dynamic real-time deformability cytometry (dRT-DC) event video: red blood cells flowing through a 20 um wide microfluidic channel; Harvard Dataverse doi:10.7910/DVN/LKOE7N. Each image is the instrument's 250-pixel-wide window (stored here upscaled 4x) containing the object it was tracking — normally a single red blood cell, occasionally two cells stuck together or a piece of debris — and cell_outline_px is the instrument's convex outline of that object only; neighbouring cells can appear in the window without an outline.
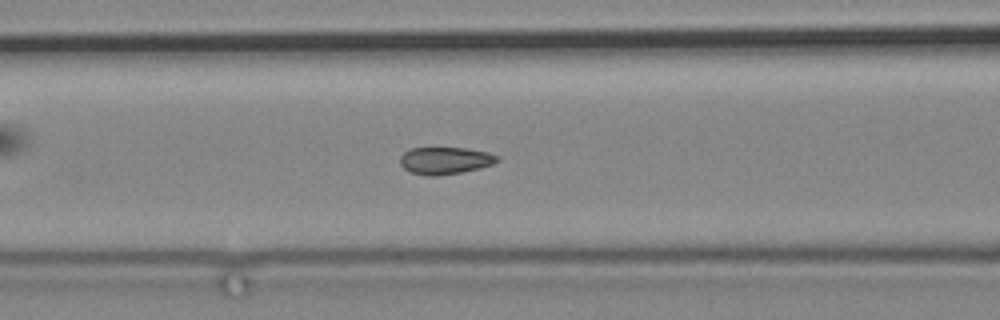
{"species": "common noctule bat (a hibernating species)", "species_latin": "Nyctalus noctula", "temperature_condition": "cold", "stored_images_in_passage": 13, "camera_frame_rate_fps": 3000, "um_per_image_px": 0.085, "animal": {"sex": "male", "body_mass_g": 19.2, "forearm_length_mm": 51.8}, "frame": {"image": 1, "passage_image": 13, "time_ms": 15.333, "image_size_px": [1000, 320], "cell_outline_px": [[500, 160], [492, 164], [480, 168], [460, 172], [436, 176], [428, 176], [412, 172], [404, 168], [400, 164], [400, 156], [404, 152], [412, 148], [468, 148], [488, 152], [500, 156]], "centroid_in_image_um": [37.86, 13.64], "position_along_channel_um": 128.7, "area_um2": 15.37}}